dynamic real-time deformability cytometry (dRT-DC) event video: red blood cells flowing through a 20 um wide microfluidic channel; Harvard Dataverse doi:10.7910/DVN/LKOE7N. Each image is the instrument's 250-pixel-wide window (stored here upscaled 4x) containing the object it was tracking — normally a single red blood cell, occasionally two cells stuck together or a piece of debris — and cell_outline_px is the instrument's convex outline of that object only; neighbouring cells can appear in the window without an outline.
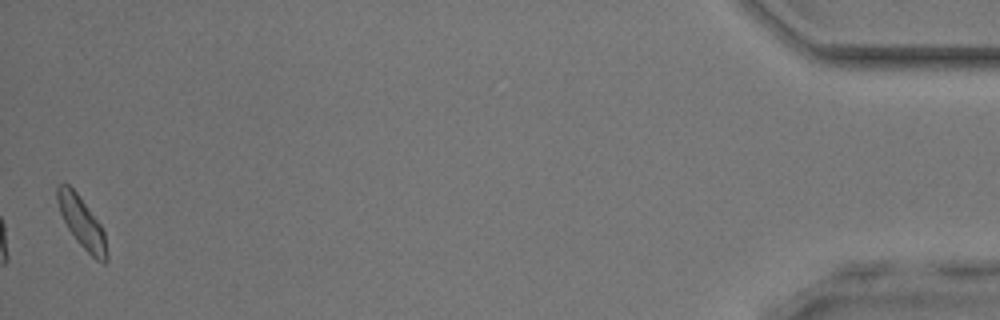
{"species": "common noctule bat (a hibernating species)", "species_latin": "Nyctalus noctula", "temperature_condition": "room temperature", "stored_images_in_passage": 33, "camera_frame_rate_fps": 3000, "um_per_image_px": 0.085, "animal": {"sex": "male", "body_mass_g": 17.9, "forearm_length_mm": 54.2}, "frame": {"image": 1, "passage_image": 33, "time_ms": 10.667, "image_size_px": [1000, 320], "cell_outline_px": [[108, 260], [104, 264], [96, 260], [76, 240], [68, 228], [60, 212], [56, 200], [56, 184], [68, 184], [76, 192], [100, 224], [104, 232], [108, 256]], "centroid_in_image_um": [6.95, 18.92], "position_along_channel_um": 428.3, "area_um2": 14.51}}